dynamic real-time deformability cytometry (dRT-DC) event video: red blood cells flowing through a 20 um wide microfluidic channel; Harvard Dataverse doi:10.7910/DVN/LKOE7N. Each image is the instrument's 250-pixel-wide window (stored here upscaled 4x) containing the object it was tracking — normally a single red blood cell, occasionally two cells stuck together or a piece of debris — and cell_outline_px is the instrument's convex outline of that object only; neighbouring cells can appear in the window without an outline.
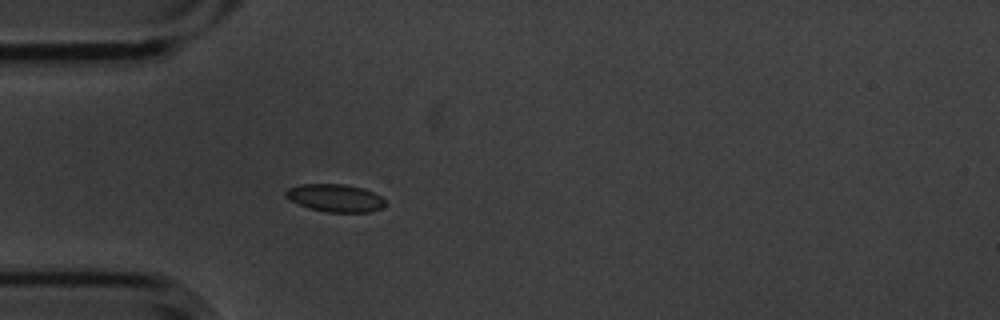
{"species": "common noctule bat (a hibernating species)", "species_latin": "Nyctalus noctula", "temperature_condition": "cold", "stored_images_in_passage": 3, "camera_frame_rate_fps": 3000, "um_per_image_px": 0.085, "animal": {"sex": "male", "body_mass_g": 20.1, "forearm_length_mm": 53.5}, "frame": {"image": 1, "passage_image": 3, "time_ms": 0.667, "image_size_px": [1000, 320], "cell_outline_px": [[384, 204], [380, 208], [368, 212], [328, 212], [308, 208], [284, 196], [284, 192], [288, 188], [300, 184], [344, 184], [364, 188], [380, 196], [384, 200]], "centroid_in_image_um": [28.46, 16.81], "position_along_channel_um": 56.5, "area_um2": 15.9}}